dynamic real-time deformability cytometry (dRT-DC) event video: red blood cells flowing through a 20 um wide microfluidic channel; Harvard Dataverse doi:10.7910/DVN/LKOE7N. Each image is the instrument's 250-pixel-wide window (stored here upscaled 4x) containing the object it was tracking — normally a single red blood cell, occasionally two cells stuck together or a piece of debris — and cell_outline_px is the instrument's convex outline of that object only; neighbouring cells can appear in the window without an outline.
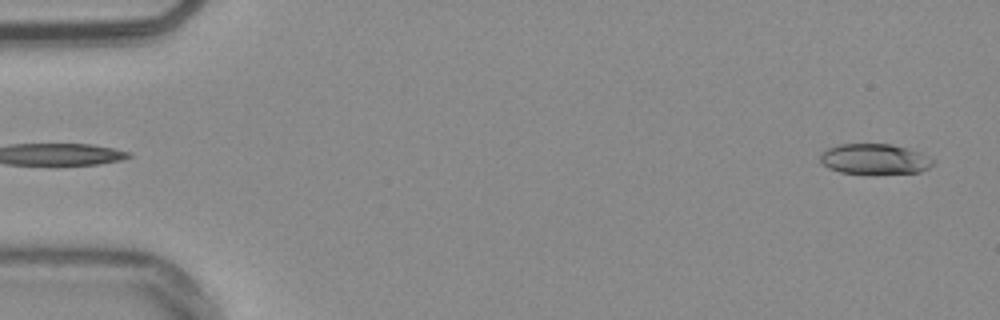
{"species": "common noctule bat (a hibernating species)", "species_latin": "Nyctalus noctula", "temperature_condition": "warm", "stored_images_in_passage": 52, "camera_frame_rate_fps": 3000, "um_per_image_px": 0.085, "animal": {"sex": "male", "body_mass_g": 20.4}, "frame": {"image": 1, "passage_image": 1, "time_ms": 0.0, "image_size_px": [1000, 320], "cell_outline_px": [[936, 164], [920, 172], [840, 172], [828, 168], [820, 160], [820, 152], [828, 148], [840, 144], [892, 144], [908, 148], [920, 152], [936, 160]], "centroid_in_image_um": [74.37, 13.49], "position_along_channel_um": 10.6, "area_um2": 19.71}}
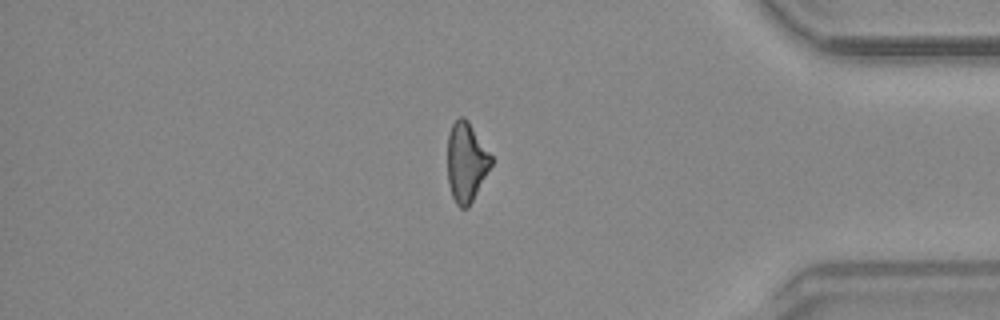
{"frame": {"image": 2, "passage_image": 44, "time_ms": 14.333, "image_size_px": [1000, 320], "cell_outline_px": [[492, 164], [468, 208], [460, 208], [456, 204], [452, 196], [448, 184], [448, 132], [452, 124], [460, 116], [464, 116], [468, 120], [492, 156]], "centroid_in_image_um": [39.62, 13.77], "position_along_channel_um": 395.6, "area_um2": 20.17}}
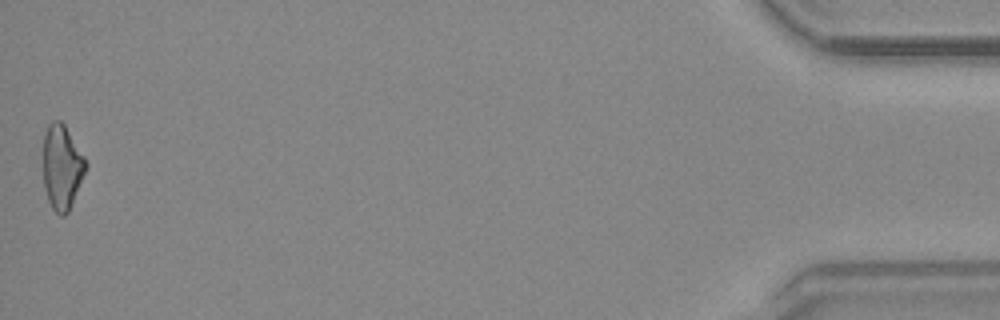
{"frame": {"image": 3, "passage_image": 52, "time_ms": 17.0, "image_size_px": [1000, 320], "cell_outline_px": [[88, 164], [68, 212], [64, 216], [60, 216], [52, 208], [48, 200], [44, 188], [44, 132], [48, 124], [52, 120], [60, 120], [64, 124], [84, 156]], "centroid_in_image_um": [5.25, 14.18], "position_along_channel_um": 429.9, "area_um2": 20.81}, "authors_computed_cell_mechanics": {"area_um2": 20.8658, "velocity_mm_per_s": 3.823, "shape_relaxation_time_tau1_ms": 9.2057, "shape_relaxation_time_tau2_ms": null, "deformation_change_tau1": 0.203, "deformation_change_tau2": null}}